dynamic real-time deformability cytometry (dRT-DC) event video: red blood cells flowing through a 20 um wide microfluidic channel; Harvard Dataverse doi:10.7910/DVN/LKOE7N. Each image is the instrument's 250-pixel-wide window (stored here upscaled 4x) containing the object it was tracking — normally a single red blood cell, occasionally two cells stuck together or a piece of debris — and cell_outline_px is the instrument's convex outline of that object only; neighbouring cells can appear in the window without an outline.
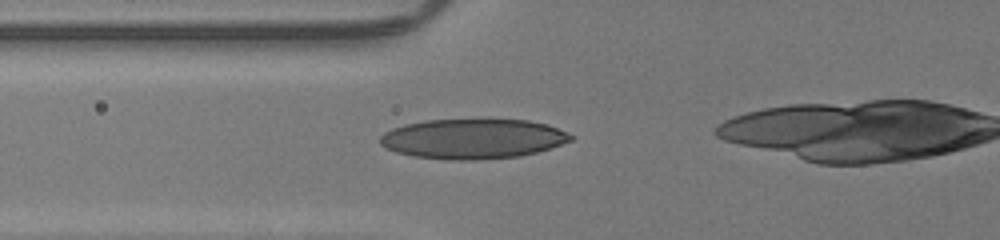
{"species": "human", "species_latin": "Homo sapiens", "temperature_condition": "room temperature", "stored_images_in_passage": 42, "camera_frame_rate_fps": 3000, "um_per_image_px": 0.085, "donor": {"sex": "male"}, "frame": {"image": 1, "passage_image": 18, "time_ms": 5.667, "image_size_px": [1000, 240], "cell_outline_px": [[576, 136], [572, 140], [536, 152], [520, 156], [468, 160], [452, 160], [412, 156], [396, 152], [380, 144], [380, 136], [384, 132], [392, 128], [404, 124], [428, 120], [488, 116], [528, 120], [544, 124], [556, 128]], "centroid_in_image_um": [40.18, 11.74], "position_along_channel_um": 85.6, "area_um2": 45.37}}
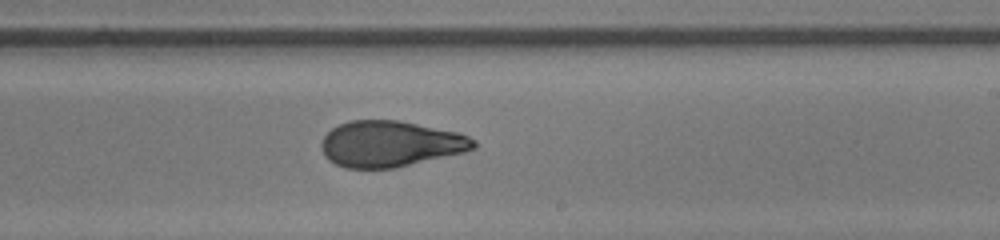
{"frame": {"image": 2, "passage_image": 30, "time_ms": 9.667, "image_size_px": [1000, 240], "cell_outline_px": [[476, 148], [464, 152], [396, 168], [348, 168], [336, 164], [328, 160], [324, 156], [320, 144], [324, 136], [332, 128], [348, 120], [400, 120], [460, 132], [476, 140]], "centroid_in_image_um": [33.19, 12.22], "position_along_channel_um": 255.8, "area_um2": 41.1}}
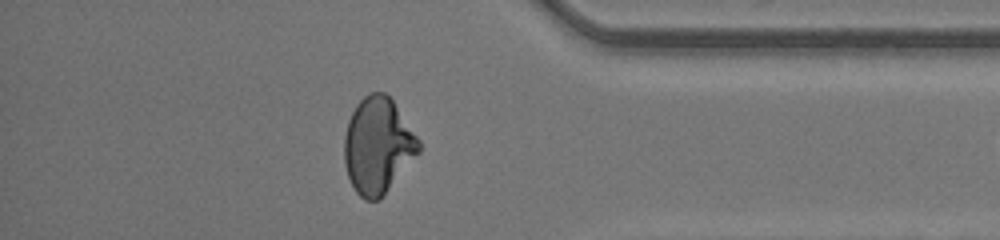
{"frame": {"image": 3, "passage_image": 41, "time_ms": 13.333, "image_size_px": [1000, 240], "cell_outline_px": [[420, 152], [380, 200], [364, 200], [356, 192], [348, 176], [344, 164], [344, 136], [348, 120], [356, 104], [368, 92], [384, 92], [392, 100], [420, 140]], "centroid_in_image_um": [32.11, 12.38], "position_along_channel_um": 403.1, "area_um2": 41.73}}